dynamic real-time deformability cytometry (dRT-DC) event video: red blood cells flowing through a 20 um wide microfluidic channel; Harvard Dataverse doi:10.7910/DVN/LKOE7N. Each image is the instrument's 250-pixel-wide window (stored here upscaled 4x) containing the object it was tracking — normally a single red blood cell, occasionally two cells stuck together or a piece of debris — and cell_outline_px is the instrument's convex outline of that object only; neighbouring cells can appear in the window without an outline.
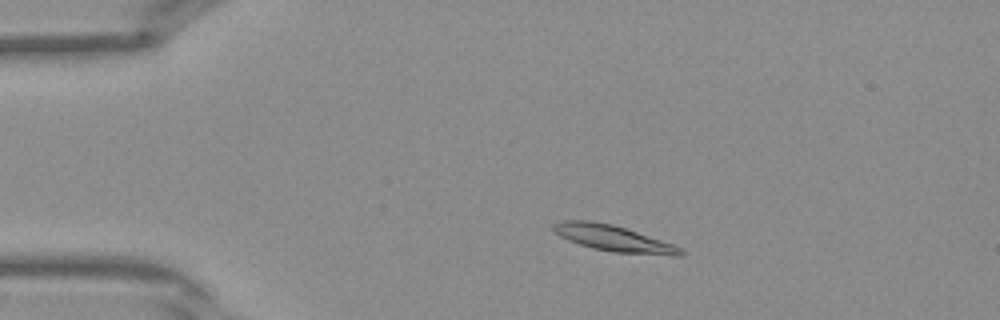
{"species": "Egyptian fruit bat (a non-hibernating species)", "species_latin": "Rousettus aegyptiacus", "temperature_condition": "warm", "stored_images_in_passage": 40, "camera_frame_rate_fps": 3000, "um_per_image_px": 0.085, "frame": {"image": 1, "passage_image": 7, "time_ms": 2.0, "image_size_px": [1000, 320], "cell_outline_px": [[684, 252], [680, 256], [672, 256], [612, 252], [592, 248], [568, 240], [552, 232], [552, 224], [560, 220], [588, 220], [612, 224], [672, 244], [680, 248]], "centroid_in_image_um": [52.07, 20.26], "position_along_channel_um": 32.9, "area_um2": 19.25}}
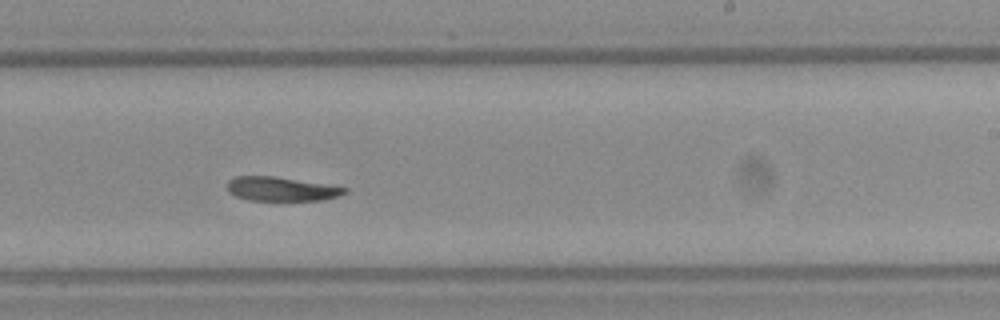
{"frame": {"image": 2, "passage_image": 24, "time_ms": 7.667, "image_size_px": [1000, 320], "cell_outline_px": [[348, 192], [340, 196], [324, 200], [248, 200], [236, 196], [228, 192], [228, 180], [236, 176], [276, 176], [348, 188]], "centroid_in_image_um": [23.92, 16.06], "position_along_channel_um": 265.1, "area_um2": 16.47}}
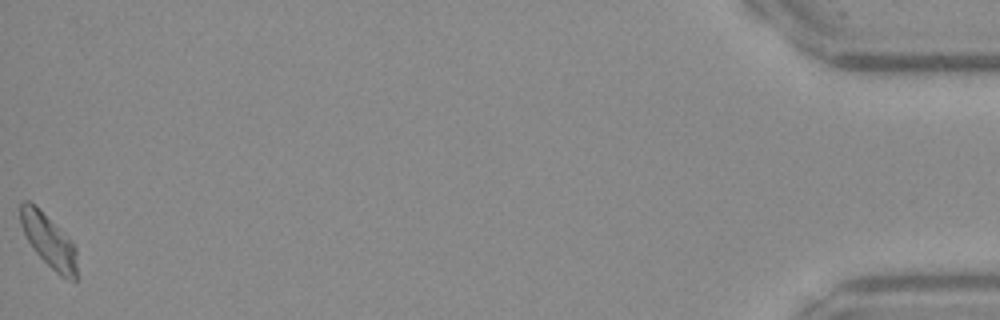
{"frame": {"image": 3, "passage_image": 40, "time_ms": 13.0, "image_size_px": [1000, 320], "cell_outline_px": [[76, 280], [72, 280], [60, 276], [36, 252], [28, 240], [20, 224], [20, 204], [24, 200], [28, 200], [36, 204], [72, 240], [76, 248]], "centroid_in_image_um": [4.14, 20.41], "position_along_channel_um": 431.1, "area_um2": 17.51}}